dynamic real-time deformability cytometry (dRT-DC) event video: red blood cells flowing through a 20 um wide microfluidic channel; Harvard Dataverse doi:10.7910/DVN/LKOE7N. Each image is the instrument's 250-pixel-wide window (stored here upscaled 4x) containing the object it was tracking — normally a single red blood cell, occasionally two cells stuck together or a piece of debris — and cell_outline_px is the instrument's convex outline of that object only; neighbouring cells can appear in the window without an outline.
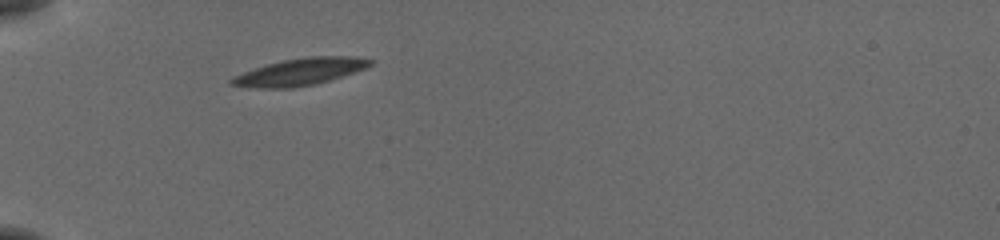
{"species": "common noctule bat (a hibernating species)", "species_latin": "Nyctalus noctula", "temperature_condition": "cold", "stored_images_in_passage": 32, "camera_frame_rate_fps": 3000, "um_per_image_px": 0.085, "animal": {"sex": "female", "body_mass_g": 19.5, "forearm_length_mm": 54.1}, "frame": {"image": 1, "passage_image": 1, "time_ms": 0.0, "image_size_px": [1000, 240], "cell_outline_px": [[376, 60], [372, 64], [364, 68], [328, 80], [312, 84], [292, 88], [256, 88], [228, 84], [228, 80], [232, 76], [268, 64], [284, 60], [308, 56], [356, 56]], "centroid_in_image_um": [25.48, 6.1], "position_along_channel_um": 59.5, "area_um2": 21.56}}
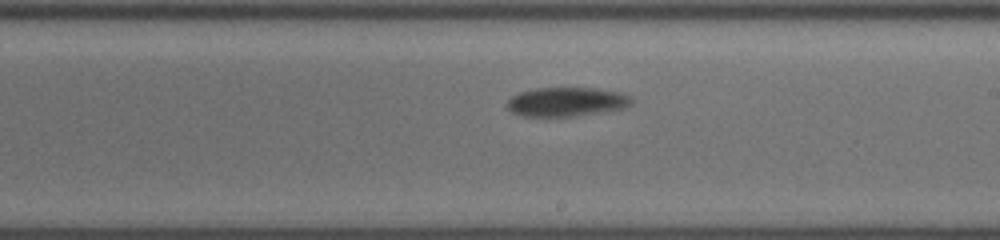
{"frame": {"image": 2, "passage_image": 17, "time_ms": 5.333, "image_size_px": [1000, 240], "cell_outline_px": [[636, 100], [632, 104], [624, 108], [572, 116], [524, 116], [512, 112], [504, 104], [512, 96], [520, 92], [536, 88], [596, 88], [620, 92]], "centroid_in_image_um": [48.15, 8.64], "position_along_channel_um": 240.8, "area_um2": 21.04}}
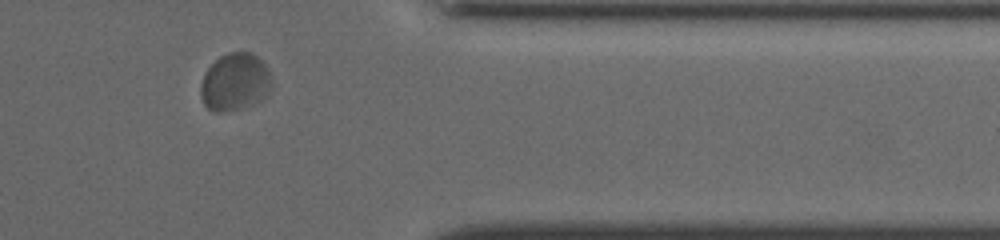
{"frame": {"image": 3, "passage_image": 30, "time_ms": 9.667, "image_size_px": [1000, 240], "cell_outline_px": [[268, 84], [264, 96], [260, 100], [236, 108], [216, 112], [208, 108], [204, 104], [200, 96], [200, 84], [204, 72], [220, 56], [228, 52], [252, 52], [264, 64], [268, 72]], "centroid_in_image_um": [19.88, 6.93], "position_along_channel_um": 391.5, "area_um2": 22.89}}